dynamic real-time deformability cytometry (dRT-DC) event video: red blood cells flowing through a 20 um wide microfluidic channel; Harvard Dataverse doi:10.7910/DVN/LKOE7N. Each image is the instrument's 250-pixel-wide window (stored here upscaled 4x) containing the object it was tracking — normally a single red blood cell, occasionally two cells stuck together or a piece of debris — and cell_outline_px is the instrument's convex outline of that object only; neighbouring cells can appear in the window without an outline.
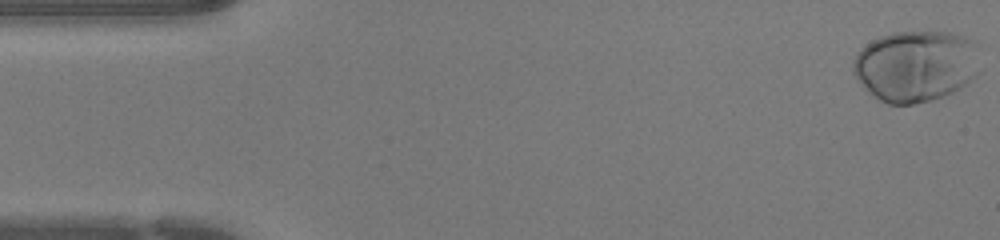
{"species": "human", "species_latin": "Homo sapiens", "temperature_condition": "warm", "stored_images_in_passage": 45, "camera_frame_rate_fps": 3000, "um_per_image_px": 0.085, "donor": {"sex": "female"}, "frame": {"image": 1, "passage_image": 1, "time_ms": 0.0, "image_size_px": [1000, 240], "cell_outline_px": [[980, 72], [976, 76], [960, 88], [952, 92], [928, 100], [912, 104], [888, 104], [880, 100], [868, 92], [860, 84], [852, 72], [852, 60], [860, 48], [872, 40], [880, 36], [892, 32], [948, 32], [964, 36], [976, 40]], "centroid_in_image_um": [77.83, 5.59], "position_along_channel_um": 7.2, "area_um2": 53.23}}
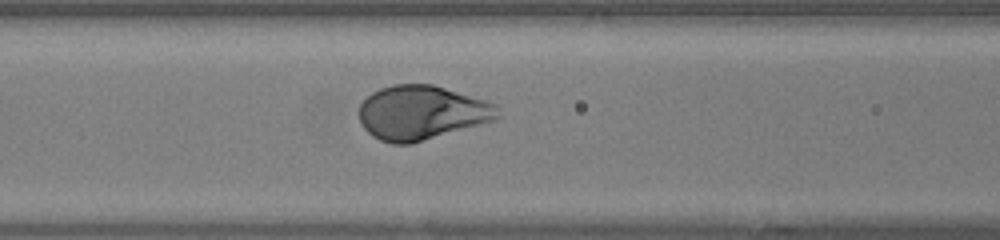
{"frame": {"image": 2, "passage_image": 18, "time_ms": 5.667, "image_size_px": [1000, 240], "cell_outline_px": [[500, 116], [496, 120], [412, 144], [392, 144], [380, 140], [372, 136], [360, 124], [360, 104], [372, 92], [380, 88], [392, 84], [432, 84], [484, 100], [496, 104]], "centroid_in_image_um": [35.83, 9.59], "position_along_channel_um": 130.8, "area_um2": 43.87}}
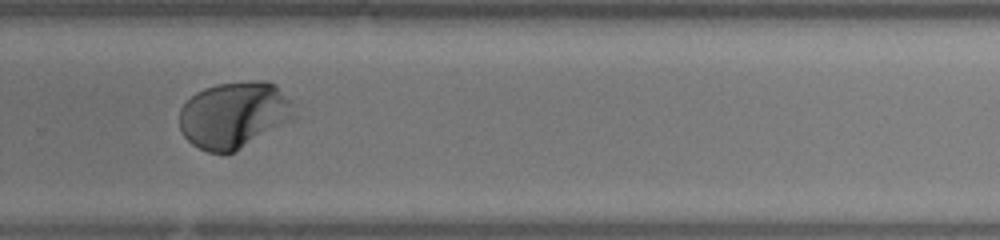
{"frame": {"image": 3, "passage_image": 30, "time_ms": 9.667, "image_size_px": [1000, 240], "cell_outline_px": [[296, 116], [292, 120], [236, 152], [208, 152], [192, 144], [184, 136], [180, 128], [180, 108], [196, 92], [204, 88], [216, 84], [252, 80], [268, 80], [276, 84], [288, 100]], "centroid_in_image_um": [19.89, 9.76], "position_along_channel_um": 309.9, "area_um2": 44.45}}